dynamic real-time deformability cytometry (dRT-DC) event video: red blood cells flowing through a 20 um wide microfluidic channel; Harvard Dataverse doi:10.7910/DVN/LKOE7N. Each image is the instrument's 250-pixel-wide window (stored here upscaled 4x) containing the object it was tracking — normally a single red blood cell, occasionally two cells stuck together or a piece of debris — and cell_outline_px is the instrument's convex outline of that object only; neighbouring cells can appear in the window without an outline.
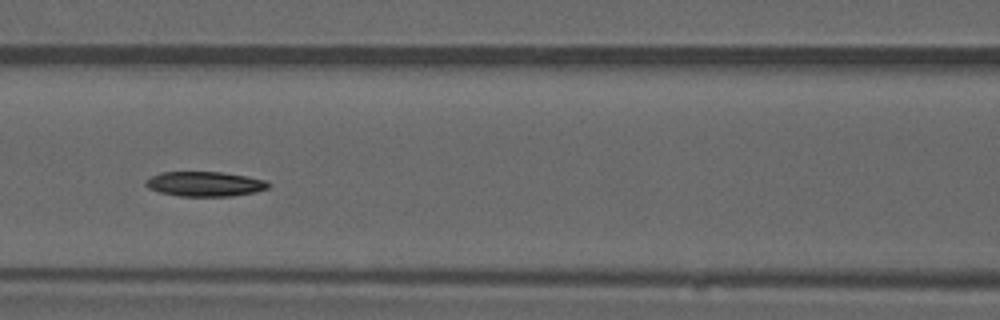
{"species": "common noctule bat (a hibernating species)", "species_latin": "Nyctalus noctula", "temperature_condition": "warm", "stored_images_in_passage": 31, "camera_frame_rate_fps": 3000, "um_per_image_px": 0.085, "animal": {"sex": "male", "forearm_length_mm": 52.5}, "frame": {"image": 1, "passage_image": 10, "time_ms": 3.0, "image_size_px": [1000, 320], "cell_outline_px": [[268, 188], [256, 192], [232, 196], [180, 196], [160, 192], [148, 188], [144, 184], [144, 180], [160, 172], [224, 172], [248, 176], [268, 180]], "centroid_in_image_um": [17.42, 15.63], "position_along_channel_um": 149.2, "area_um2": 17.86}, "authors_computed_cell_mechanics": {"area_um2": 17.9758, "velocity_mm_per_s": 3.9594, "shape_relaxation_time_tau1_ms": 5.2995, "shape_relaxation_time_tau2_ms": null, "deformation_change_tau1": 0.1842, "deformation_change_tau2": null}}